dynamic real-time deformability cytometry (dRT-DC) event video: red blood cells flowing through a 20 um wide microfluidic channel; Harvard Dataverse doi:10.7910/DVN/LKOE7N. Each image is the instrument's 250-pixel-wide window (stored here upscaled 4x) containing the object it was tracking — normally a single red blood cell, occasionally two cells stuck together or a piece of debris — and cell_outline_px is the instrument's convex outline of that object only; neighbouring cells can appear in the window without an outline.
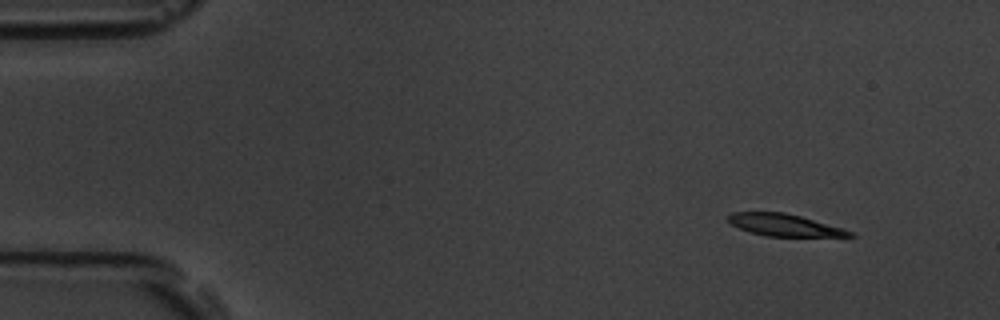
{"species": "common noctule bat (a hibernating species)", "species_latin": "Nyctalus noctula", "temperature_condition": "room temperature", "stored_images_in_passage": 5, "camera_frame_rate_fps": 3000, "um_per_image_px": 0.085, "animal": {"sex": "male", "body_mass_g": 19.5, "forearm_length_mm": 54.6}, "frame": {"image": 1, "passage_image": 1, "time_ms": 0.0, "image_size_px": [1000, 320], "cell_outline_px": [[856, 236], [764, 236], [740, 228], [732, 224], [724, 216], [732, 212], [784, 212], [800, 216], [844, 228], [852, 232]], "centroid_in_image_um": [66.64, 19.12], "position_along_channel_um": 18.4, "area_um2": 15.49}}
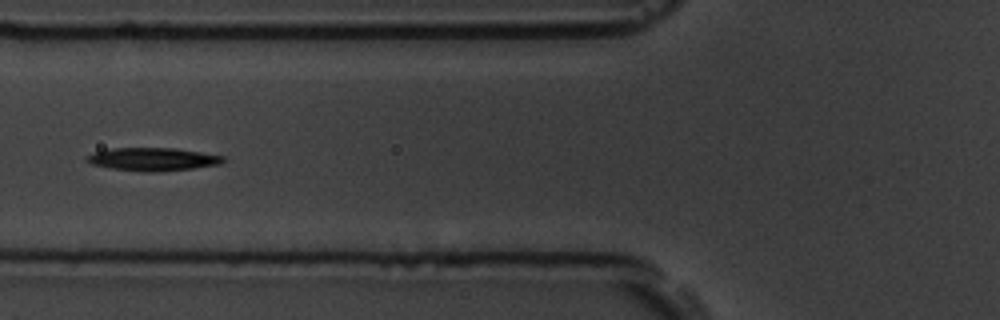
{"frame": {"image": 2, "passage_image": 5, "time_ms": 5.333, "image_size_px": [1000, 320], "cell_outline_px": [[228, 160], [220, 164], [192, 168], [156, 172], [144, 172], [108, 168], [92, 164], [84, 160], [84, 156], [96, 152], [112, 148], [176, 148], [224, 156]], "centroid_in_image_um": [12.97, 13.54], "position_along_channel_um": 112.8, "area_um2": 18.44}}